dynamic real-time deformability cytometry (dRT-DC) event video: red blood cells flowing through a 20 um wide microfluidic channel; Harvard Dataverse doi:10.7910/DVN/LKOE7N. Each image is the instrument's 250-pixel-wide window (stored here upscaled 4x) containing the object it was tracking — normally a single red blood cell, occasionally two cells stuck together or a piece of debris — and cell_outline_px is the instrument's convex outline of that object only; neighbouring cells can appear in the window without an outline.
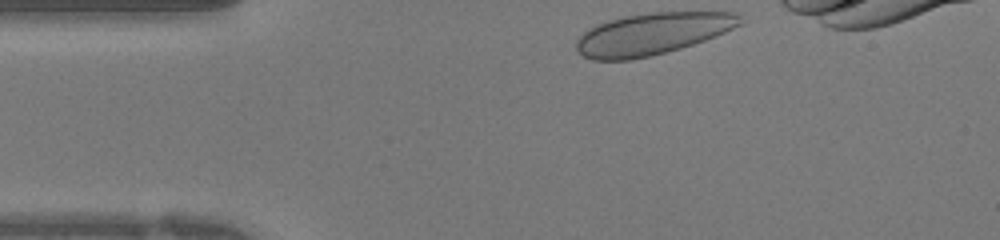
{"species": "human", "species_latin": "Homo sapiens", "temperature_condition": "warm", "stored_images_in_passage": 30, "camera_frame_rate_fps": 3000, "um_per_image_px": 0.085, "donor": {"sex": "female"}, "frame": {"image": 1, "passage_image": 1, "time_ms": 0.0, "image_size_px": [1000, 240], "cell_outline_px": [[744, 20], [740, 24], [724, 32], [704, 40], [680, 48], [652, 56], [632, 60], [592, 60], [584, 56], [576, 48], [576, 40], [588, 28], [596, 24], [608, 20], [624, 16], [656, 12], [740, 12]], "centroid_in_image_um": [55.43, 2.87], "position_along_channel_um": 29.6, "area_um2": 39.88}}
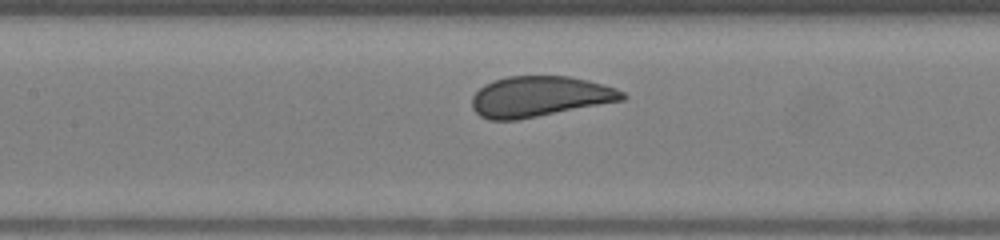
{"frame": {"image": 2, "passage_image": 12, "time_ms": 3.667, "image_size_px": [1000, 240], "cell_outline_px": [[628, 96], [624, 100], [520, 120], [488, 120], [480, 116], [472, 108], [472, 96], [484, 84], [508, 76], [568, 76], [588, 80], [616, 88], [624, 92]], "centroid_in_image_um": [45.88, 8.22], "position_along_channel_um": 161.5, "area_um2": 35.72}}
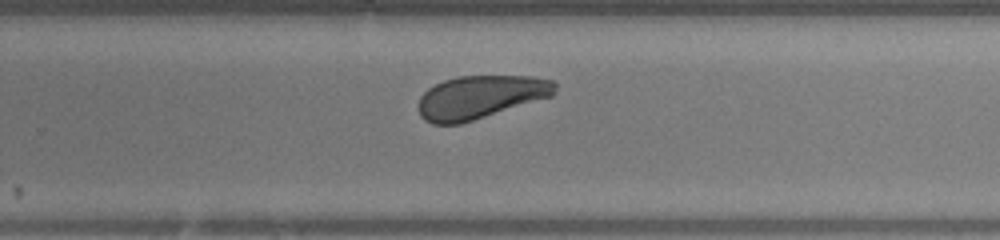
{"frame": {"image": 3, "passage_image": 20, "time_ms": 6.333, "image_size_px": [1000, 240], "cell_outline_px": [[556, 92], [552, 96], [460, 124], [432, 124], [424, 120], [420, 116], [416, 108], [420, 96], [428, 88], [444, 80], [456, 76], [532, 76], [552, 80], [556, 84]], "centroid_in_image_um": [40.79, 8.25], "position_along_channel_um": 289.0, "area_um2": 34.51}}